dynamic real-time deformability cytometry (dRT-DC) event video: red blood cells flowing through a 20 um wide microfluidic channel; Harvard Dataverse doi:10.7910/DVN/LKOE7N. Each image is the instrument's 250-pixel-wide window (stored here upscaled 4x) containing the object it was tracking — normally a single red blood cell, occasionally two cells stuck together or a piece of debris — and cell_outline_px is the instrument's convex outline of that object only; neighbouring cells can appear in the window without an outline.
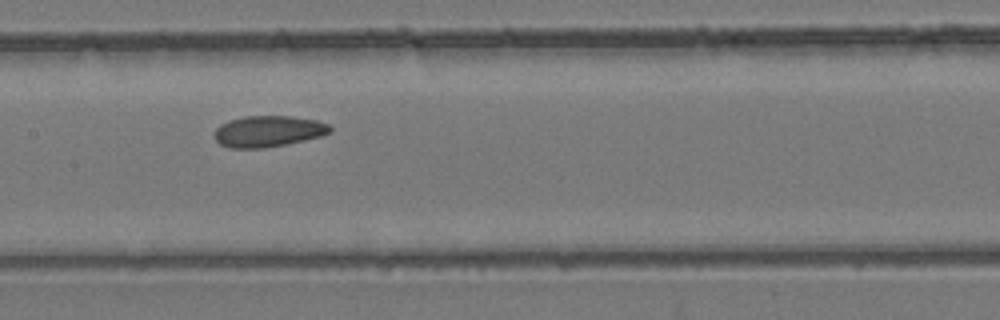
{"species": "common noctule bat (a hibernating species)", "species_latin": "Nyctalus noctula", "temperature_condition": "room temperature", "stored_images_in_passage": 5, "camera_frame_rate_fps": 3000, "um_per_image_px": 0.085, "animal": {"sex": "female", "body_mass_g": 24.6, "forearm_length_mm": 56.2}, "frame": {"image": 1, "passage_image": 5, "time_ms": 1.333, "image_size_px": [1000, 320], "cell_outline_px": [[332, 132], [320, 136], [304, 140], [264, 148], [228, 148], [220, 144], [216, 140], [216, 128], [220, 124], [228, 120], [244, 116], [292, 116], [316, 120], [328, 124], [332, 128]], "centroid_in_image_um": [22.8, 11.15], "position_along_channel_um": 184.6, "area_um2": 20.98}}